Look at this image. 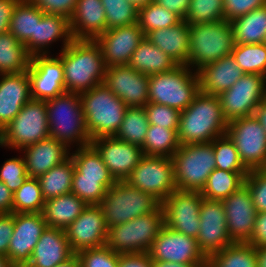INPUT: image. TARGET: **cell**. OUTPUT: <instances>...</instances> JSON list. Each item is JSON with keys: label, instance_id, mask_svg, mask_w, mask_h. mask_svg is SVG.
<instances>
[{"label": "cell", "instance_id": "6da1fadb", "mask_svg": "<svg viewBox=\"0 0 266 267\" xmlns=\"http://www.w3.org/2000/svg\"><path fill=\"white\" fill-rule=\"evenodd\" d=\"M59 54L66 92L80 94L104 82L107 67L95 40L74 39Z\"/></svg>", "mask_w": 266, "mask_h": 267}, {"label": "cell", "instance_id": "7a4b0ae2", "mask_svg": "<svg viewBox=\"0 0 266 267\" xmlns=\"http://www.w3.org/2000/svg\"><path fill=\"white\" fill-rule=\"evenodd\" d=\"M227 125L219 96L199 92L193 102L180 112L177 131L179 144L212 142L226 134Z\"/></svg>", "mask_w": 266, "mask_h": 267}, {"label": "cell", "instance_id": "3957f363", "mask_svg": "<svg viewBox=\"0 0 266 267\" xmlns=\"http://www.w3.org/2000/svg\"><path fill=\"white\" fill-rule=\"evenodd\" d=\"M49 134L69 149L91 144L79 93L65 92L46 100Z\"/></svg>", "mask_w": 266, "mask_h": 267}, {"label": "cell", "instance_id": "277c9868", "mask_svg": "<svg viewBox=\"0 0 266 267\" xmlns=\"http://www.w3.org/2000/svg\"><path fill=\"white\" fill-rule=\"evenodd\" d=\"M80 98L90 139L114 136L128 106L103 83L80 93Z\"/></svg>", "mask_w": 266, "mask_h": 267}, {"label": "cell", "instance_id": "5b68a950", "mask_svg": "<svg viewBox=\"0 0 266 267\" xmlns=\"http://www.w3.org/2000/svg\"><path fill=\"white\" fill-rule=\"evenodd\" d=\"M189 38L188 67L195 71L230 55L235 46L233 29L225 20L190 25Z\"/></svg>", "mask_w": 266, "mask_h": 267}, {"label": "cell", "instance_id": "8992f818", "mask_svg": "<svg viewBox=\"0 0 266 267\" xmlns=\"http://www.w3.org/2000/svg\"><path fill=\"white\" fill-rule=\"evenodd\" d=\"M199 92L197 71L185 65L149 76L148 93L151 103L166 105L181 112L193 102Z\"/></svg>", "mask_w": 266, "mask_h": 267}, {"label": "cell", "instance_id": "52a82bcc", "mask_svg": "<svg viewBox=\"0 0 266 267\" xmlns=\"http://www.w3.org/2000/svg\"><path fill=\"white\" fill-rule=\"evenodd\" d=\"M164 225L162 205L154 212L108 228L106 246L118 254L148 253Z\"/></svg>", "mask_w": 266, "mask_h": 267}, {"label": "cell", "instance_id": "ba28073f", "mask_svg": "<svg viewBox=\"0 0 266 267\" xmlns=\"http://www.w3.org/2000/svg\"><path fill=\"white\" fill-rule=\"evenodd\" d=\"M160 205L161 203L151 194L132 187L126 181H117L107 189L99 206L109 228L152 213Z\"/></svg>", "mask_w": 266, "mask_h": 267}, {"label": "cell", "instance_id": "9c48e42d", "mask_svg": "<svg viewBox=\"0 0 266 267\" xmlns=\"http://www.w3.org/2000/svg\"><path fill=\"white\" fill-rule=\"evenodd\" d=\"M172 161L179 190L202 192L216 168L212 142L180 145Z\"/></svg>", "mask_w": 266, "mask_h": 267}, {"label": "cell", "instance_id": "30bf717a", "mask_svg": "<svg viewBox=\"0 0 266 267\" xmlns=\"http://www.w3.org/2000/svg\"><path fill=\"white\" fill-rule=\"evenodd\" d=\"M49 136L46 101L31 99L0 132V147L21 150Z\"/></svg>", "mask_w": 266, "mask_h": 267}, {"label": "cell", "instance_id": "8fae6325", "mask_svg": "<svg viewBox=\"0 0 266 267\" xmlns=\"http://www.w3.org/2000/svg\"><path fill=\"white\" fill-rule=\"evenodd\" d=\"M125 181L160 203L177 189L172 158L163 156L144 155Z\"/></svg>", "mask_w": 266, "mask_h": 267}, {"label": "cell", "instance_id": "7c38bea8", "mask_svg": "<svg viewBox=\"0 0 266 267\" xmlns=\"http://www.w3.org/2000/svg\"><path fill=\"white\" fill-rule=\"evenodd\" d=\"M226 134L248 170L266 169V132L255 115L228 122Z\"/></svg>", "mask_w": 266, "mask_h": 267}, {"label": "cell", "instance_id": "4fadbf2b", "mask_svg": "<svg viewBox=\"0 0 266 267\" xmlns=\"http://www.w3.org/2000/svg\"><path fill=\"white\" fill-rule=\"evenodd\" d=\"M265 97L266 77L259 74H244L231 88L219 95L228 122L253 116Z\"/></svg>", "mask_w": 266, "mask_h": 267}, {"label": "cell", "instance_id": "5bb4252c", "mask_svg": "<svg viewBox=\"0 0 266 267\" xmlns=\"http://www.w3.org/2000/svg\"><path fill=\"white\" fill-rule=\"evenodd\" d=\"M148 254L152 261L182 264H206L207 258L201 252L196 238L163 225Z\"/></svg>", "mask_w": 266, "mask_h": 267}, {"label": "cell", "instance_id": "9a60e30c", "mask_svg": "<svg viewBox=\"0 0 266 267\" xmlns=\"http://www.w3.org/2000/svg\"><path fill=\"white\" fill-rule=\"evenodd\" d=\"M201 192L175 189L162 203L164 225L196 238L200 231Z\"/></svg>", "mask_w": 266, "mask_h": 267}, {"label": "cell", "instance_id": "2e32d148", "mask_svg": "<svg viewBox=\"0 0 266 267\" xmlns=\"http://www.w3.org/2000/svg\"><path fill=\"white\" fill-rule=\"evenodd\" d=\"M199 218L200 231L196 240L206 258L233 244L228 235L225 209L221 201L203 198Z\"/></svg>", "mask_w": 266, "mask_h": 267}, {"label": "cell", "instance_id": "e0dca14e", "mask_svg": "<svg viewBox=\"0 0 266 267\" xmlns=\"http://www.w3.org/2000/svg\"><path fill=\"white\" fill-rule=\"evenodd\" d=\"M27 73L30 78L31 98L49 100L66 92L61 59L46 55L31 56Z\"/></svg>", "mask_w": 266, "mask_h": 267}, {"label": "cell", "instance_id": "ac0fdd59", "mask_svg": "<svg viewBox=\"0 0 266 267\" xmlns=\"http://www.w3.org/2000/svg\"><path fill=\"white\" fill-rule=\"evenodd\" d=\"M71 250L77 252L106 245L108 227L99 205H87L78 218L65 229Z\"/></svg>", "mask_w": 266, "mask_h": 267}, {"label": "cell", "instance_id": "d6986e66", "mask_svg": "<svg viewBox=\"0 0 266 267\" xmlns=\"http://www.w3.org/2000/svg\"><path fill=\"white\" fill-rule=\"evenodd\" d=\"M47 224L42 213H14V229L7 258L15 267H24Z\"/></svg>", "mask_w": 266, "mask_h": 267}, {"label": "cell", "instance_id": "ffe728a7", "mask_svg": "<svg viewBox=\"0 0 266 267\" xmlns=\"http://www.w3.org/2000/svg\"><path fill=\"white\" fill-rule=\"evenodd\" d=\"M221 202L225 209L228 235L232 242L248 243L257 216L249 188L244 184Z\"/></svg>", "mask_w": 266, "mask_h": 267}, {"label": "cell", "instance_id": "44dd1931", "mask_svg": "<svg viewBox=\"0 0 266 267\" xmlns=\"http://www.w3.org/2000/svg\"><path fill=\"white\" fill-rule=\"evenodd\" d=\"M103 84L128 107H144L149 102V76L128 65L107 67Z\"/></svg>", "mask_w": 266, "mask_h": 267}, {"label": "cell", "instance_id": "7402d4cb", "mask_svg": "<svg viewBox=\"0 0 266 267\" xmlns=\"http://www.w3.org/2000/svg\"><path fill=\"white\" fill-rule=\"evenodd\" d=\"M99 152L114 180L125 181L135 166L144 156L141 147L116 139L114 136H103L91 140Z\"/></svg>", "mask_w": 266, "mask_h": 267}, {"label": "cell", "instance_id": "603a6c76", "mask_svg": "<svg viewBox=\"0 0 266 267\" xmlns=\"http://www.w3.org/2000/svg\"><path fill=\"white\" fill-rule=\"evenodd\" d=\"M145 34L138 23L106 30L95 39L106 67L127 65Z\"/></svg>", "mask_w": 266, "mask_h": 267}, {"label": "cell", "instance_id": "cb8c5ba5", "mask_svg": "<svg viewBox=\"0 0 266 267\" xmlns=\"http://www.w3.org/2000/svg\"><path fill=\"white\" fill-rule=\"evenodd\" d=\"M31 99L30 78L27 71L0 74V132Z\"/></svg>", "mask_w": 266, "mask_h": 267}, {"label": "cell", "instance_id": "d4e9b609", "mask_svg": "<svg viewBox=\"0 0 266 267\" xmlns=\"http://www.w3.org/2000/svg\"><path fill=\"white\" fill-rule=\"evenodd\" d=\"M69 150L71 149L66 145L49 136L20 151L24 154L23 159L28 176L38 178L67 160L70 157Z\"/></svg>", "mask_w": 266, "mask_h": 267}, {"label": "cell", "instance_id": "484cf974", "mask_svg": "<svg viewBox=\"0 0 266 267\" xmlns=\"http://www.w3.org/2000/svg\"><path fill=\"white\" fill-rule=\"evenodd\" d=\"M74 254L64 229L46 227L24 267H54Z\"/></svg>", "mask_w": 266, "mask_h": 267}, {"label": "cell", "instance_id": "4316f807", "mask_svg": "<svg viewBox=\"0 0 266 267\" xmlns=\"http://www.w3.org/2000/svg\"><path fill=\"white\" fill-rule=\"evenodd\" d=\"M200 92L219 96L231 88L245 73L236 63L232 54L206 64L197 71Z\"/></svg>", "mask_w": 266, "mask_h": 267}, {"label": "cell", "instance_id": "83f0119b", "mask_svg": "<svg viewBox=\"0 0 266 267\" xmlns=\"http://www.w3.org/2000/svg\"><path fill=\"white\" fill-rule=\"evenodd\" d=\"M73 39L95 40L106 31V16L101 0H77L71 16Z\"/></svg>", "mask_w": 266, "mask_h": 267}, {"label": "cell", "instance_id": "f1b7e54d", "mask_svg": "<svg viewBox=\"0 0 266 267\" xmlns=\"http://www.w3.org/2000/svg\"><path fill=\"white\" fill-rule=\"evenodd\" d=\"M189 27L190 25L182 20L173 27L150 31L145 35V38L167 54L178 65L188 66Z\"/></svg>", "mask_w": 266, "mask_h": 267}, {"label": "cell", "instance_id": "f546056e", "mask_svg": "<svg viewBox=\"0 0 266 267\" xmlns=\"http://www.w3.org/2000/svg\"><path fill=\"white\" fill-rule=\"evenodd\" d=\"M44 12L28 0H19L13 10L8 31L23 43L31 56L35 55V29Z\"/></svg>", "mask_w": 266, "mask_h": 267}, {"label": "cell", "instance_id": "4dcf8cb0", "mask_svg": "<svg viewBox=\"0 0 266 267\" xmlns=\"http://www.w3.org/2000/svg\"><path fill=\"white\" fill-rule=\"evenodd\" d=\"M86 206L87 204L74 193H68L46 200L41 213L47 227L65 230Z\"/></svg>", "mask_w": 266, "mask_h": 267}, {"label": "cell", "instance_id": "1f68e13d", "mask_svg": "<svg viewBox=\"0 0 266 267\" xmlns=\"http://www.w3.org/2000/svg\"><path fill=\"white\" fill-rule=\"evenodd\" d=\"M60 39L63 40V49L74 40L70 29V20L65 16L44 13L41 20L36 22L35 55L48 53L50 55L46 49Z\"/></svg>", "mask_w": 266, "mask_h": 267}, {"label": "cell", "instance_id": "d6a6232c", "mask_svg": "<svg viewBox=\"0 0 266 267\" xmlns=\"http://www.w3.org/2000/svg\"><path fill=\"white\" fill-rule=\"evenodd\" d=\"M127 65L135 71L148 76L165 73L178 66L174 60L147 38H144L139 43Z\"/></svg>", "mask_w": 266, "mask_h": 267}, {"label": "cell", "instance_id": "836d02e7", "mask_svg": "<svg viewBox=\"0 0 266 267\" xmlns=\"http://www.w3.org/2000/svg\"><path fill=\"white\" fill-rule=\"evenodd\" d=\"M235 44L264 43L266 38V5L230 22Z\"/></svg>", "mask_w": 266, "mask_h": 267}, {"label": "cell", "instance_id": "e575fe53", "mask_svg": "<svg viewBox=\"0 0 266 267\" xmlns=\"http://www.w3.org/2000/svg\"><path fill=\"white\" fill-rule=\"evenodd\" d=\"M31 55L9 31L0 34V74L20 73L29 69Z\"/></svg>", "mask_w": 266, "mask_h": 267}, {"label": "cell", "instance_id": "d590c367", "mask_svg": "<svg viewBox=\"0 0 266 267\" xmlns=\"http://www.w3.org/2000/svg\"><path fill=\"white\" fill-rule=\"evenodd\" d=\"M74 169V163L69 157L37 178L45 201L71 193Z\"/></svg>", "mask_w": 266, "mask_h": 267}, {"label": "cell", "instance_id": "8d00e7d4", "mask_svg": "<svg viewBox=\"0 0 266 267\" xmlns=\"http://www.w3.org/2000/svg\"><path fill=\"white\" fill-rule=\"evenodd\" d=\"M248 172H229L215 168L201 194L208 200L222 201L244 185Z\"/></svg>", "mask_w": 266, "mask_h": 267}, {"label": "cell", "instance_id": "74e56055", "mask_svg": "<svg viewBox=\"0 0 266 267\" xmlns=\"http://www.w3.org/2000/svg\"><path fill=\"white\" fill-rule=\"evenodd\" d=\"M206 267H257V249L248 243H233L208 257Z\"/></svg>", "mask_w": 266, "mask_h": 267}, {"label": "cell", "instance_id": "f35d334b", "mask_svg": "<svg viewBox=\"0 0 266 267\" xmlns=\"http://www.w3.org/2000/svg\"><path fill=\"white\" fill-rule=\"evenodd\" d=\"M179 146L176 130L149 124L142 150L147 156L172 158Z\"/></svg>", "mask_w": 266, "mask_h": 267}, {"label": "cell", "instance_id": "ab89813d", "mask_svg": "<svg viewBox=\"0 0 266 267\" xmlns=\"http://www.w3.org/2000/svg\"><path fill=\"white\" fill-rule=\"evenodd\" d=\"M149 127L144 107H128L114 137L142 148Z\"/></svg>", "mask_w": 266, "mask_h": 267}, {"label": "cell", "instance_id": "60d3db41", "mask_svg": "<svg viewBox=\"0 0 266 267\" xmlns=\"http://www.w3.org/2000/svg\"><path fill=\"white\" fill-rule=\"evenodd\" d=\"M115 183L114 178L83 177V174L74 169L71 193L87 205H100L107 189Z\"/></svg>", "mask_w": 266, "mask_h": 267}, {"label": "cell", "instance_id": "b9f144b4", "mask_svg": "<svg viewBox=\"0 0 266 267\" xmlns=\"http://www.w3.org/2000/svg\"><path fill=\"white\" fill-rule=\"evenodd\" d=\"M236 63L245 74L266 77V44H235L231 52Z\"/></svg>", "mask_w": 266, "mask_h": 267}, {"label": "cell", "instance_id": "7bdbcfd3", "mask_svg": "<svg viewBox=\"0 0 266 267\" xmlns=\"http://www.w3.org/2000/svg\"><path fill=\"white\" fill-rule=\"evenodd\" d=\"M70 157L75 169L83 174V177L113 178L101 155L92 144L77 147L74 153H70Z\"/></svg>", "mask_w": 266, "mask_h": 267}, {"label": "cell", "instance_id": "ee69618b", "mask_svg": "<svg viewBox=\"0 0 266 267\" xmlns=\"http://www.w3.org/2000/svg\"><path fill=\"white\" fill-rule=\"evenodd\" d=\"M44 204L39 180L28 177L13 193L12 213H40Z\"/></svg>", "mask_w": 266, "mask_h": 267}, {"label": "cell", "instance_id": "f6af8a7d", "mask_svg": "<svg viewBox=\"0 0 266 267\" xmlns=\"http://www.w3.org/2000/svg\"><path fill=\"white\" fill-rule=\"evenodd\" d=\"M181 21L182 19L174 12L165 9L154 1L138 10L137 23L145 35L156 29L173 27Z\"/></svg>", "mask_w": 266, "mask_h": 267}, {"label": "cell", "instance_id": "bcb514c9", "mask_svg": "<svg viewBox=\"0 0 266 267\" xmlns=\"http://www.w3.org/2000/svg\"><path fill=\"white\" fill-rule=\"evenodd\" d=\"M216 168L229 172H249L241 162L233 141L227 134L212 141Z\"/></svg>", "mask_w": 266, "mask_h": 267}, {"label": "cell", "instance_id": "7dc6e473", "mask_svg": "<svg viewBox=\"0 0 266 267\" xmlns=\"http://www.w3.org/2000/svg\"><path fill=\"white\" fill-rule=\"evenodd\" d=\"M225 20L223 0H191L184 18L189 25Z\"/></svg>", "mask_w": 266, "mask_h": 267}, {"label": "cell", "instance_id": "c3c4849f", "mask_svg": "<svg viewBox=\"0 0 266 267\" xmlns=\"http://www.w3.org/2000/svg\"><path fill=\"white\" fill-rule=\"evenodd\" d=\"M106 16V30L135 24L138 10L128 0H101Z\"/></svg>", "mask_w": 266, "mask_h": 267}, {"label": "cell", "instance_id": "681fc988", "mask_svg": "<svg viewBox=\"0 0 266 267\" xmlns=\"http://www.w3.org/2000/svg\"><path fill=\"white\" fill-rule=\"evenodd\" d=\"M81 267H118L119 254L106 245L76 253Z\"/></svg>", "mask_w": 266, "mask_h": 267}, {"label": "cell", "instance_id": "f907efd6", "mask_svg": "<svg viewBox=\"0 0 266 267\" xmlns=\"http://www.w3.org/2000/svg\"><path fill=\"white\" fill-rule=\"evenodd\" d=\"M23 157L7 159L0 168V181H2L13 193L28 178Z\"/></svg>", "mask_w": 266, "mask_h": 267}, {"label": "cell", "instance_id": "816d5d0a", "mask_svg": "<svg viewBox=\"0 0 266 267\" xmlns=\"http://www.w3.org/2000/svg\"><path fill=\"white\" fill-rule=\"evenodd\" d=\"M144 109L147 113L148 122L178 131L180 111L166 105L148 102Z\"/></svg>", "mask_w": 266, "mask_h": 267}, {"label": "cell", "instance_id": "f5cc1de1", "mask_svg": "<svg viewBox=\"0 0 266 267\" xmlns=\"http://www.w3.org/2000/svg\"><path fill=\"white\" fill-rule=\"evenodd\" d=\"M244 184L250 190L257 212H266V169L249 170Z\"/></svg>", "mask_w": 266, "mask_h": 267}, {"label": "cell", "instance_id": "db71d44e", "mask_svg": "<svg viewBox=\"0 0 266 267\" xmlns=\"http://www.w3.org/2000/svg\"><path fill=\"white\" fill-rule=\"evenodd\" d=\"M265 5L266 0H223L225 21L231 22Z\"/></svg>", "mask_w": 266, "mask_h": 267}, {"label": "cell", "instance_id": "11a10c76", "mask_svg": "<svg viewBox=\"0 0 266 267\" xmlns=\"http://www.w3.org/2000/svg\"><path fill=\"white\" fill-rule=\"evenodd\" d=\"M47 14H57L70 19L75 11L77 0H28Z\"/></svg>", "mask_w": 266, "mask_h": 267}, {"label": "cell", "instance_id": "9f6ffc18", "mask_svg": "<svg viewBox=\"0 0 266 267\" xmlns=\"http://www.w3.org/2000/svg\"><path fill=\"white\" fill-rule=\"evenodd\" d=\"M14 229V213L0 214V256L7 257L10 238Z\"/></svg>", "mask_w": 266, "mask_h": 267}, {"label": "cell", "instance_id": "6f0895ef", "mask_svg": "<svg viewBox=\"0 0 266 267\" xmlns=\"http://www.w3.org/2000/svg\"><path fill=\"white\" fill-rule=\"evenodd\" d=\"M248 244L255 248L266 246V212H257L253 233Z\"/></svg>", "mask_w": 266, "mask_h": 267}, {"label": "cell", "instance_id": "680465c9", "mask_svg": "<svg viewBox=\"0 0 266 267\" xmlns=\"http://www.w3.org/2000/svg\"><path fill=\"white\" fill-rule=\"evenodd\" d=\"M118 267H152L148 253L119 254Z\"/></svg>", "mask_w": 266, "mask_h": 267}, {"label": "cell", "instance_id": "91938a15", "mask_svg": "<svg viewBox=\"0 0 266 267\" xmlns=\"http://www.w3.org/2000/svg\"><path fill=\"white\" fill-rule=\"evenodd\" d=\"M156 4L163 6L165 9L174 12L182 20L187 15L191 0H154Z\"/></svg>", "mask_w": 266, "mask_h": 267}, {"label": "cell", "instance_id": "94428289", "mask_svg": "<svg viewBox=\"0 0 266 267\" xmlns=\"http://www.w3.org/2000/svg\"><path fill=\"white\" fill-rule=\"evenodd\" d=\"M19 0H0V34L8 32L13 10Z\"/></svg>", "mask_w": 266, "mask_h": 267}, {"label": "cell", "instance_id": "6125c7cd", "mask_svg": "<svg viewBox=\"0 0 266 267\" xmlns=\"http://www.w3.org/2000/svg\"><path fill=\"white\" fill-rule=\"evenodd\" d=\"M13 192L0 181V214L12 213Z\"/></svg>", "mask_w": 266, "mask_h": 267}, {"label": "cell", "instance_id": "be15d7a7", "mask_svg": "<svg viewBox=\"0 0 266 267\" xmlns=\"http://www.w3.org/2000/svg\"><path fill=\"white\" fill-rule=\"evenodd\" d=\"M266 132V97L260 102L254 113Z\"/></svg>", "mask_w": 266, "mask_h": 267}, {"label": "cell", "instance_id": "e7e4bbea", "mask_svg": "<svg viewBox=\"0 0 266 267\" xmlns=\"http://www.w3.org/2000/svg\"><path fill=\"white\" fill-rule=\"evenodd\" d=\"M152 267H206V264H182L172 262L152 261Z\"/></svg>", "mask_w": 266, "mask_h": 267}, {"label": "cell", "instance_id": "03108f58", "mask_svg": "<svg viewBox=\"0 0 266 267\" xmlns=\"http://www.w3.org/2000/svg\"><path fill=\"white\" fill-rule=\"evenodd\" d=\"M257 249V267H266V246Z\"/></svg>", "mask_w": 266, "mask_h": 267}, {"label": "cell", "instance_id": "003e7915", "mask_svg": "<svg viewBox=\"0 0 266 267\" xmlns=\"http://www.w3.org/2000/svg\"><path fill=\"white\" fill-rule=\"evenodd\" d=\"M54 267H81V265L78 256L74 254L67 261L60 263Z\"/></svg>", "mask_w": 266, "mask_h": 267}, {"label": "cell", "instance_id": "a7ac6f4b", "mask_svg": "<svg viewBox=\"0 0 266 267\" xmlns=\"http://www.w3.org/2000/svg\"><path fill=\"white\" fill-rule=\"evenodd\" d=\"M154 0H128L137 10L145 7L149 3L153 2Z\"/></svg>", "mask_w": 266, "mask_h": 267}, {"label": "cell", "instance_id": "89a4df30", "mask_svg": "<svg viewBox=\"0 0 266 267\" xmlns=\"http://www.w3.org/2000/svg\"><path fill=\"white\" fill-rule=\"evenodd\" d=\"M0 267H15L6 256H0Z\"/></svg>", "mask_w": 266, "mask_h": 267}]
</instances>
